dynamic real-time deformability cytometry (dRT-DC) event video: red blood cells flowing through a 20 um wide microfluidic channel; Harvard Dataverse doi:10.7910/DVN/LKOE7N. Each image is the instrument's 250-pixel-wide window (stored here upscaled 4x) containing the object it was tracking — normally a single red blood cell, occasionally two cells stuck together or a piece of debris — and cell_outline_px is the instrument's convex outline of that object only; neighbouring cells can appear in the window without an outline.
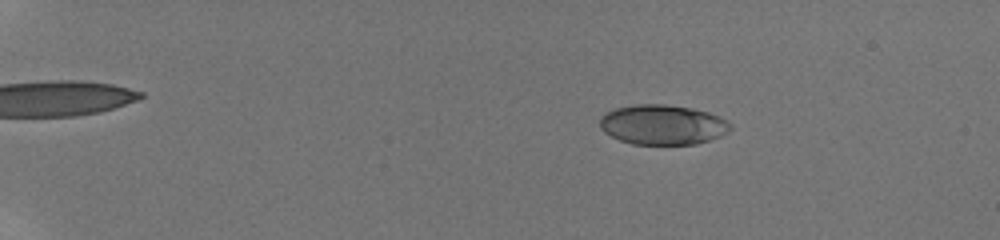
{"species": "human", "species_latin": "Homo sapiens", "temperature_condition": "room temperature", "stored_images_in_passage": 34, "camera_frame_rate_fps": 3000, "um_per_image_px": 0.085, "donor": {"sex": "male"}, "frame": {"image": 1, "passage_image": 10, "time_ms": 3.0, "image_size_px": [1000, 240], "cell_outline_px": [[732, 128], [728, 132], [720, 136], [696, 144], [632, 144], [620, 140], [604, 132], [600, 128], [600, 116], [604, 112], [616, 108], [636, 104], [664, 104], [692, 108], [708, 112], [720, 116], [728, 120], [732, 124]], "centroid_in_image_um": [56.33, 10.59], "position_along_channel_um": 28.7, "area_um2": 30.58}}
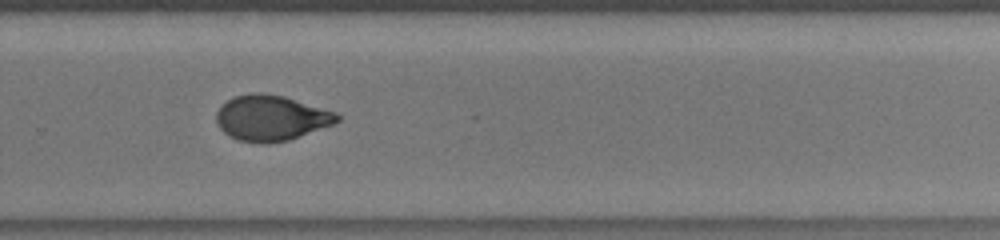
{"frame": {"image": 2, "passage_image": 26, "time_ms": 13.333, "image_size_px": [1000, 240], "cell_outline_px": [[340, 120], [332, 124], [288, 140], [268, 144], [260, 144], [240, 140], [228, 136], [220, 128], [216, 120], [216, 112], [228, 100], [236, 96], [252, 92], [264, 92], [284, 96], [336, 112], [340, 116]], "centroid_in_image_um": [23.03, 10.02], "position_along_channel_um": 306.8, "area_um2": 31.91}}
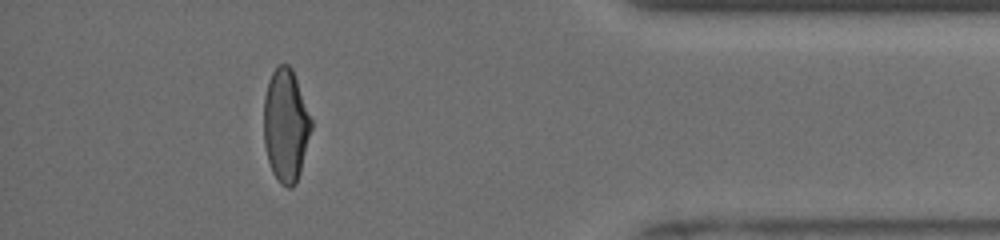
{"frame": {"image": 3, "passage_image": 30, "time_ms": 16.667, "image_size_px": [1000, 240], "cell_outline_px": [[312, 128], [300, 172], [296, 184], [292, 188], [288, 188], [280, 184], [272, 172], [268, 160], [264, 144], [264, 96], [268, 80], [276, 64], [288, 64], [292, 68], [312, 120]], "centroid_in_image_um": [24.28, 10.66], "position_along_channel_um": 410.9, "area_um2": 31.44}, "authors_computed_cell_mechanics": {"area_um2": 31.4143, "velocity_mm_per_s": 3.9432, "shape_relaxation_time_tau1_ms": 6.3493, "shape_relaxation_time_tau2_ms": 0.9479, "deformation_change_tau1": 0.2117, "deformation_change_tau2": 0.0486}}